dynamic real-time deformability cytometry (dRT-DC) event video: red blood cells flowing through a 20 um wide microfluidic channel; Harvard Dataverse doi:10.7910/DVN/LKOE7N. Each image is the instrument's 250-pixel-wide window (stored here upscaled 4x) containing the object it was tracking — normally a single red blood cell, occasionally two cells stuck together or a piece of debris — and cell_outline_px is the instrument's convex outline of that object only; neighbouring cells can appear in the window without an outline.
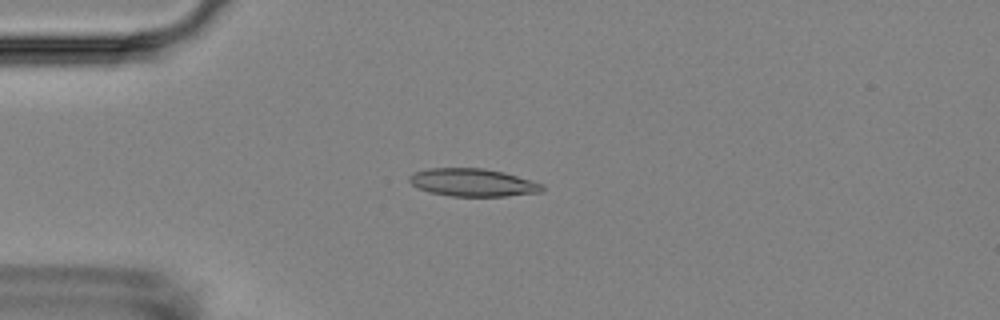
{"species": "Egyptian fruit bat (a non-hibernating species)", "species_latin": "Rousettus aegyptiacus", "temperature_condition": "room temperature", "stored_images_in_passage": 5, "camera_frame_rate_fps": 3000, "um_per_image_px": 0.085, "animal": {"sex": "female"}, "frame": {"image": 1, "passage_image": 3, "time_ms": 2.333, "image_size_px": [1000, 320], "cell_outline_px": [[544, 188], [540, 192], [504, 196], [452, 196], [428, 192], [416, 188], [408, 180], [408, 176], [412, 172], [428, 168], [484, 168], [504, 172], [544, 184]], "centroid_in_image_um": [40.13, 15.5], "position_along_channel_um": 44.9, "area_um2": 21.68}}